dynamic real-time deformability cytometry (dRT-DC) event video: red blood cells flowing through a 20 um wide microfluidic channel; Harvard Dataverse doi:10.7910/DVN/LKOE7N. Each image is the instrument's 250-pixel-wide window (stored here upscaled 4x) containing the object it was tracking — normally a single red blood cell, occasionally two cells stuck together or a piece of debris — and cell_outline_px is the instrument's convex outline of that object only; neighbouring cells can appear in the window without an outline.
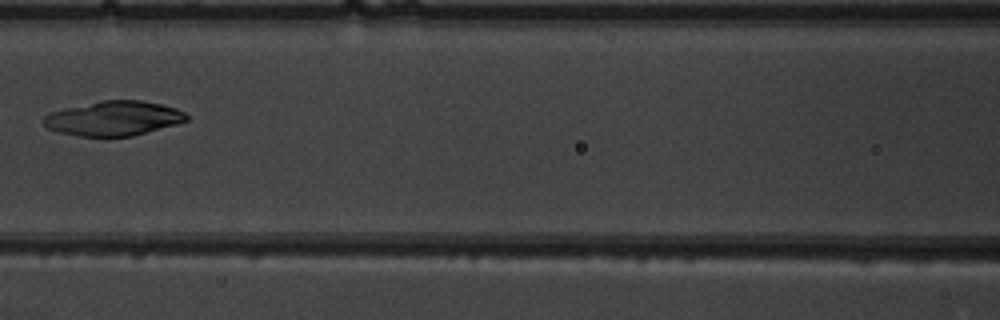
{"species": "common noctule bat (a hibernating species)", "species_latin": "Nyctalus noctula", "temperature_condition": "warm", "stored_images_in_passage": 7, "camera_frame_rate_fps": 3000, "um_per_image_px": 0.085, "animal": {"sex": "male", "body_mass_g": 19.5, "forearm_length_mm": 54.6}, "frame": {"image": 1, "passage_image": 7, "time_ms": 7.667, "image_size_px": [1000, 320], "cell_outline_px": [[188, 120], [176, 124], [132, 136], [108, 140], [80, 136], [56, 132], [48, 128], [40, 120], [44, 116], [52, 112], [64, 108], [100, 100], [140, 100], [160, 104], [176, 108], [184, 112], [188, 116]], "centroid_in_image_um": [9.61, 10.1], "position_along_channel_um": 157.0, "area_um2": 29.54}}